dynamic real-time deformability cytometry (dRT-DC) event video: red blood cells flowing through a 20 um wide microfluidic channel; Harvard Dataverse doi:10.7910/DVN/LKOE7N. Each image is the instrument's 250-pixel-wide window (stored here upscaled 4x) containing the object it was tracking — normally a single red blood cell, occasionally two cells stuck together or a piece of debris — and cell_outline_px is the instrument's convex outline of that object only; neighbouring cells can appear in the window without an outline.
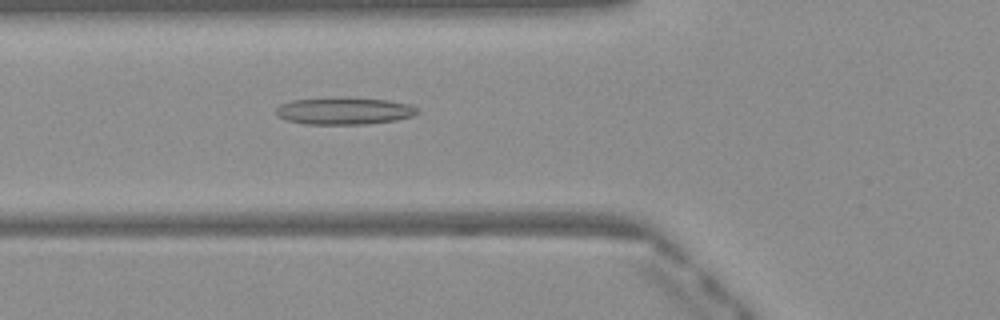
{"species": "Egyptian fruit bat (a non-hibernating species)", "species_latin": "Rousettus aegyptiacus", "temperature_condition": "warm", "stored_images_in_passage": 49, "camera_frame_rate_fps": 3000, "um_per_image_px": 0.085, "frame": {"image": 1, "passage_image": 18, "time_ms": 5.667, "image_size_px": [1000, 320], "cell_outline_px": [[420, 112], [412, 116], [396, 120], [368, 124], [304, 124], [284, 120], [276, 116], [276, 108], [280, 104], [292, 100], [388, 100], [412, 104]], "centroid_in_image_um": [29.26, 9.48], "position_along_channel_um": 96.5, "area_um2": 21.5}}
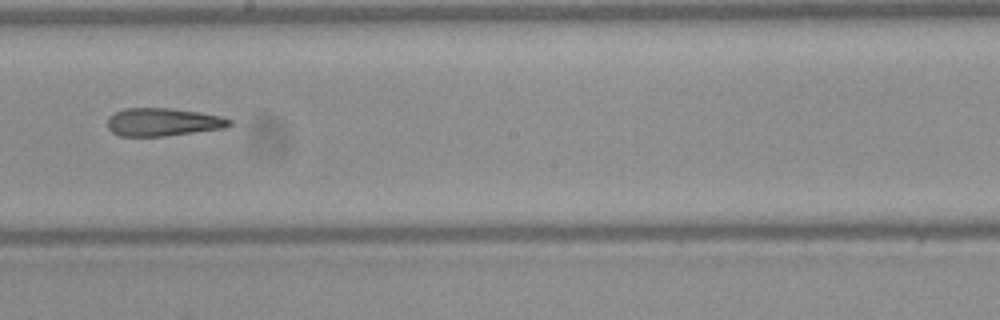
{"frame": {"image": 2, "passage_image": 28, "time_ms": 9.0, "image_size_px": [1000, 320], "cell_outline_px": [[232, 124], [224, 128], [164, 136], [120, 136], [112, 132], [108, 128], [108, 116], [124, 108], [172, 108], [200, 112], [220, 116], [232, 120]], "centroid_in_image_um": [13.84, 10.37], "position_along_channel_um": 234.4, "area_um2": 19.88}}
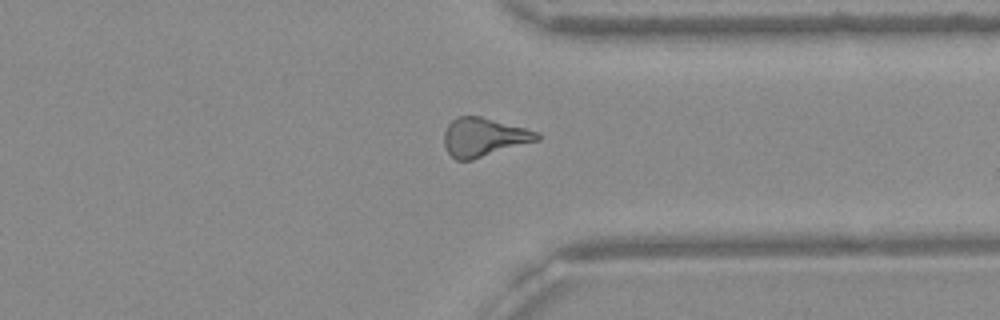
{"frame": {"image": 3, "passage_image": 38, "time_ms": 12.333, "image_size_px": [1000, 320], "cell_outline_px": [[540, 140], [472, 160], [456, 160], [448, 152], [444, 144], [444, 132], [448, 124], [456, 116], [480, 116], [524, 128], [536, 132], [540, 136]], "centroid_in_image_um": [41.1, 11.66], "position_along_channel_um": 370.3, "area_um2": 20.81}, "authors_computed_cell_mechanics": {"area_um2": 21.1548, "velocity_mm_per_s": 4.1101, "shape_relaxation_time_tau1_ms": null, "shape_relaxation_time_tau2_ms": 2.6218, "deformation_change_tau1": null, "deformation_change_tau2": 0.1346}}